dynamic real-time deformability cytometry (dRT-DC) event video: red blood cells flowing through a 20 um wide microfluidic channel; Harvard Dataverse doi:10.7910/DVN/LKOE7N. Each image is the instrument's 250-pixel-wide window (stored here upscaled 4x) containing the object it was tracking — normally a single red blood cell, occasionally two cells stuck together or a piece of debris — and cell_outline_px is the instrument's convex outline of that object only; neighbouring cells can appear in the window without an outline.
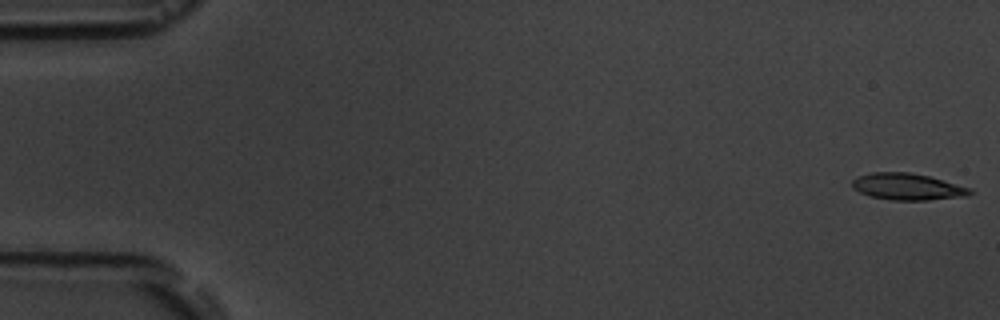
{"species": "common noctule bat (a hibernating species)", "species_latin": "Nyctalus noctula", "temperature_condition": "room temperature", "stored_images_in_passage": 5, "camera_frame_rate_fps": 3000, "um_per_image_px": 0.085, "animal": {"sex": "male", "body_mass_g": 19.5, "forearm_length_mm": 54.6}, "frame": {"image": 1, "passage_image": 1, "time_ms": 0.0, "image_size_px": [1000, 320], "cell_outline_px": [[976, 192], [964, 196], [928, 200], [892, 200], [868, 196], [852, 188], [852, 180], [860, 176], [872, 172], [908, 172], [928, 176], [972, 188]], "centroid_in_image_um": [77.14, 15.87], "position_along_channel_um": 7.9, "area_um2": 18.26}}
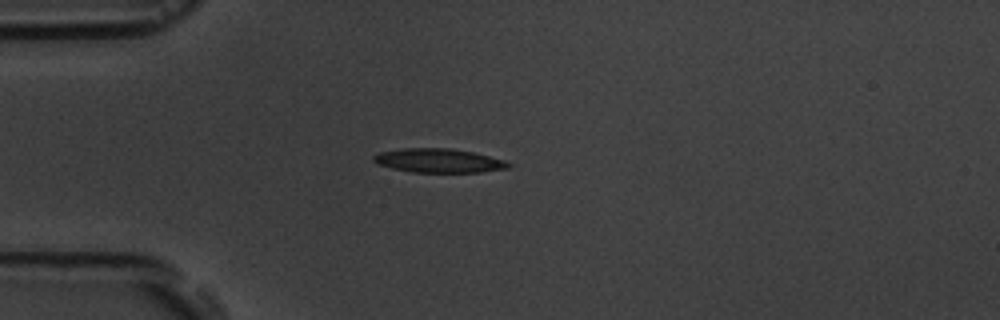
{"frame": {"image": 2, "passage_image": 5, "time_ms": 4.667, "image_size_px": [1000, 320], "cell_outline_px": [[512, 164], [508, 168], [480, 172], [412, 172], [392, 168], [376, 164], [372, 160], [372, 156], [380, 152], [404, 148], [452, 148], [472, 152], [504, 160]], "centroid_in_image_um": [37.25, 13.65], "position_along_channel_um": 47.7, "area_um2": 18.79}}